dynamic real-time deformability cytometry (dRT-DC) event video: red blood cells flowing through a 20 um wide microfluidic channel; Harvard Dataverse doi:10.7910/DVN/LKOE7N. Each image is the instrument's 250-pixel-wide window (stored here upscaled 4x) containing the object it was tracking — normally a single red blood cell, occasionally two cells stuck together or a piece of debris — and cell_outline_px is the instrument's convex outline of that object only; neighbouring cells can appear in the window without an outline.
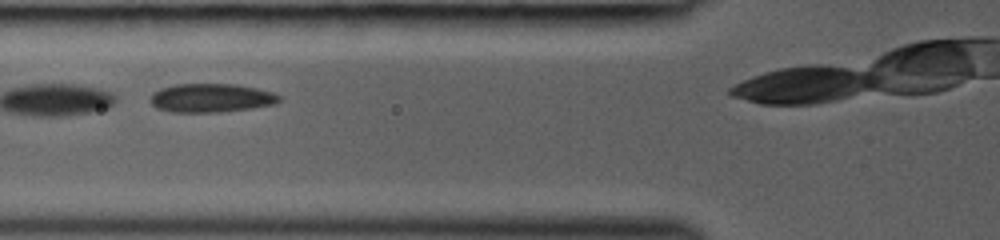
{"species": "common noctule bat (a hibernating species)", "species_latin": "Nyctalus noctula", "temperature_condition": "room temperature", "stored_images_in_passage": 6, "camera_frame_rate_fps": 3000, "um_per_image_px": 0.085, "animal": {"sex": "female", "body_mass_g": 19.0, "forearm_length_mm": 53.3}, "frame": {"image": 1, "passage_image": 3, "time_ms": 0.667, "image_size_px": [1000, 240], "cell_outline_px": [[280, 100], [276, 104], [252, 108], [220, 112], [172, 112], [156, 108], [148, 100], [152, 92], [160, 88], [176, 84], [236, 84], [256, 88], [272, 92], [280, 96]], "centroid_in_image_um": [17.91, 8.32], "position_along_channel_um": 107.9, "area_um2": 21.73}}